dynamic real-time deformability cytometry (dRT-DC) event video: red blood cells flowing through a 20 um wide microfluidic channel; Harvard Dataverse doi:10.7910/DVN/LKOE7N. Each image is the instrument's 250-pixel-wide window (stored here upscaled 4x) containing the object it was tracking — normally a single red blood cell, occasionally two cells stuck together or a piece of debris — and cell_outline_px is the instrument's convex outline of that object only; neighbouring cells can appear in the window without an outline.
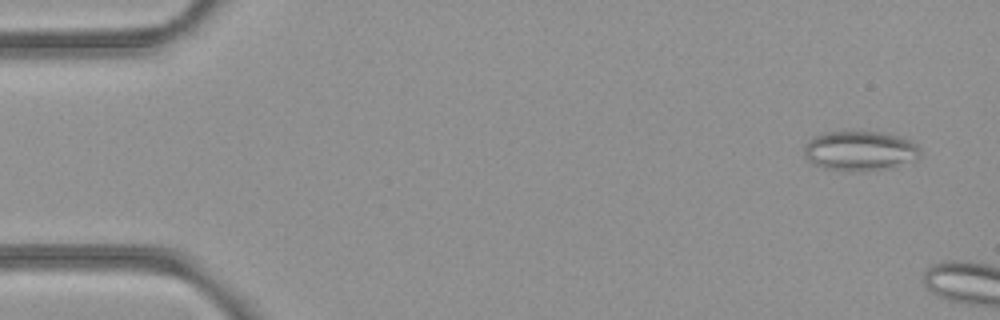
{"species": "common noctule bat (a hibernating species)", "species_latin": "Nyctalus noctula", "temperature_condition": "room temperature", "stored_images_in_passage": 4, "camera_frame_rate_fps": 3000, "um_per_image_px": 0.085, "animal": {"sex": "female", "body_mass_g": 21.9}, "frame": {"image": 1, "passage_image": 1, "time_ms": 0.0, "image_size_px": [1000, 320], "cell_outline_px": [[920, 156], [880, 168], [824, 168], [812, 164], [808, 160], [804, 152], [804, 144], [812, 136], [824, 132], [844, 128], [880, 132], [900, 136], [912, 140], [920, 148]], "centroid_in_image_um": [72.99, 12.69], "position_along_channel_um": 12.0, "area_um2": 26.41}}